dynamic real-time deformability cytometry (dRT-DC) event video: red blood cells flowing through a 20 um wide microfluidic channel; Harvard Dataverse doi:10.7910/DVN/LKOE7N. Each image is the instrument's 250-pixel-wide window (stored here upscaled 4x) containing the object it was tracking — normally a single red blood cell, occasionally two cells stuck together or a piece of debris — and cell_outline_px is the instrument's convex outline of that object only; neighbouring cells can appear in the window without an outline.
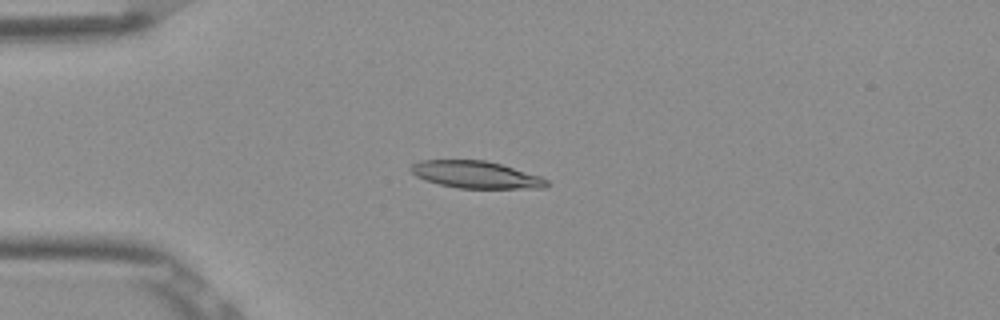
{"species": "Egyptian fruit bat (a non-hibernating species)", "species_latin": "Rousettus aegyptiacus", "temperature_condition": "room temperature", "stored_images_in_passage": 6, "camera_frame_rate_fps": 3000, "um_per_image_px": 0.085, "frame": {"image": 1, "passage_image": 4, "time_ms": 1.0, "image_size_px": [1000, 320], "cell_outline_px": [[548, 184], [544, 188], [456, 188], [424, 180], [416, 176], [408, 168], [412, 164], [420, 160], [484, 160], [500, 164], [540, 176], [548, 180]], "centroid_in_image_um": [40.41, 14.85], "position_along_channel_um": 44.6, "area_um2": 21.39}}
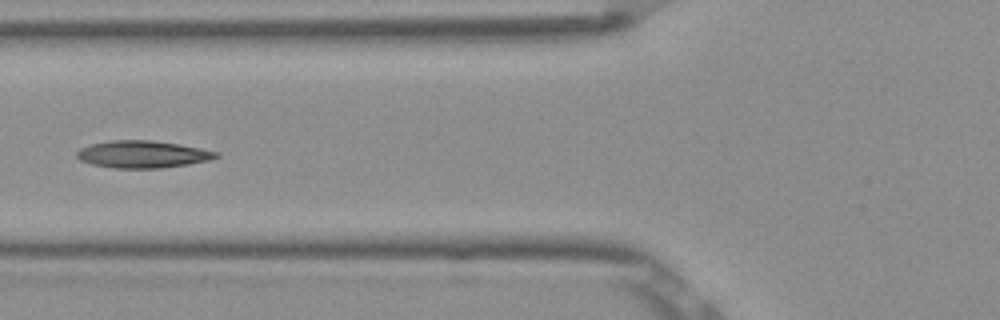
{"frame": {"image": 2, "passage_image": 6, "time_ms": 1.667, "image_size_px": [1000, 320], "cell_outline_px": [[220, 156], [212, 160], [188, 164], [160, 168], [116, 168], [92, 164], [80, 160], [76, 156], [76, 152], [80, 148], [92, 144], [112, 140], [152, 140], [180, 144], [220, 152]], "centroid_in_image_um": [12.17, 13.11], "position_along_channel_um": 113.6, "area_um2": 22.14}}